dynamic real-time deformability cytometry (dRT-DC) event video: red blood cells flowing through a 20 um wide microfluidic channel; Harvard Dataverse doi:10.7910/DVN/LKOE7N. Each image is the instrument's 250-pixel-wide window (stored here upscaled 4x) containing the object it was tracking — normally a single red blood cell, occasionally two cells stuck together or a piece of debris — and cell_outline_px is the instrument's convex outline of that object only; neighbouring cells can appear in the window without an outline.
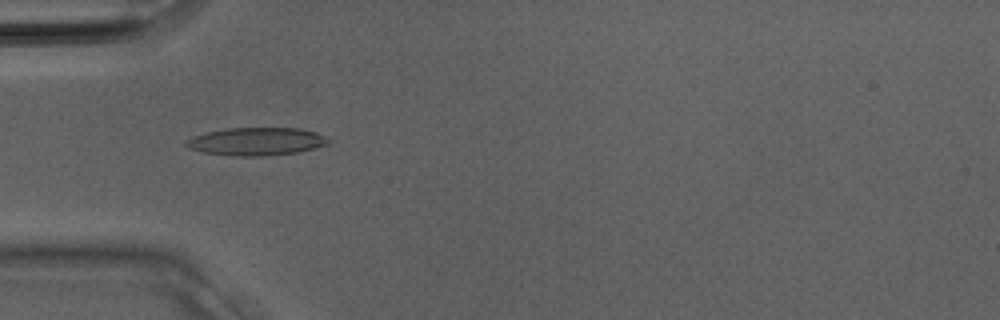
{"species": "Egyptian fruit bat (a non-hibernating species)", "species_latin": "Rousettus aegyptiacus", "temperature_condition": "room temperature", "stored_images_in_passage": 23, "camera_frame_rate_fps": 3000, "um_per_image_px": 0.085, "animal": {"sex": "male"}, "frame": {"image": 1, "passage_image": 10, "time_ms": 3.0, "image_size_px": [1000, 320], "cell_outline_px": [[328, 144], [300, 152], [264, 156], [232, 156], [204, 152], [188, 148], [184, 144], [184, 140], [192, 136], [204, 132], [228, 128], [300, 128], [316, 132], [324, 136], [328, 140]], "centroid_in_image_um": [21.74, 12.02], "position_along_channel_um": 63.3, "area_um2": 23.29}}
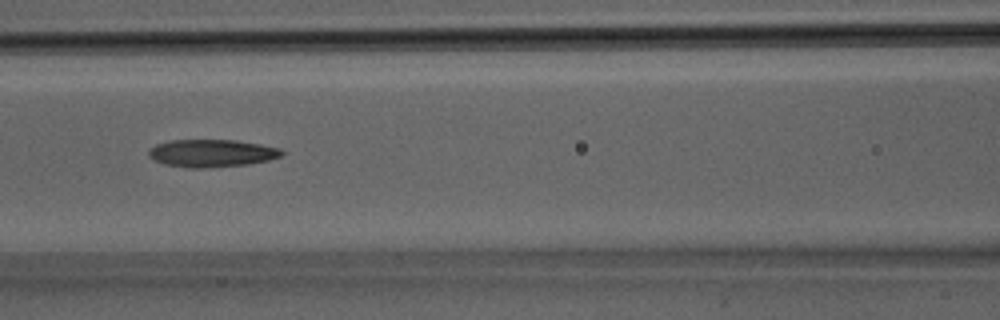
{"frame": {"image": 2, "passage_image": 14, "time_ms": 4.333, "image_size_px": [1000, 320], "cell_outline_px": [[284, 152], [280, 156], [268, 160], [248, 164], [204, 168], [188, 168], [164, 164], [148, 156], [148, 152], [156, 144], [172, 140], [236, 140], [260, 144], [280, 148]], "centroid_in_image_um": [18.0, 13.02], "position_along_channel_um": 148.6, "area_um2": 21.27}}